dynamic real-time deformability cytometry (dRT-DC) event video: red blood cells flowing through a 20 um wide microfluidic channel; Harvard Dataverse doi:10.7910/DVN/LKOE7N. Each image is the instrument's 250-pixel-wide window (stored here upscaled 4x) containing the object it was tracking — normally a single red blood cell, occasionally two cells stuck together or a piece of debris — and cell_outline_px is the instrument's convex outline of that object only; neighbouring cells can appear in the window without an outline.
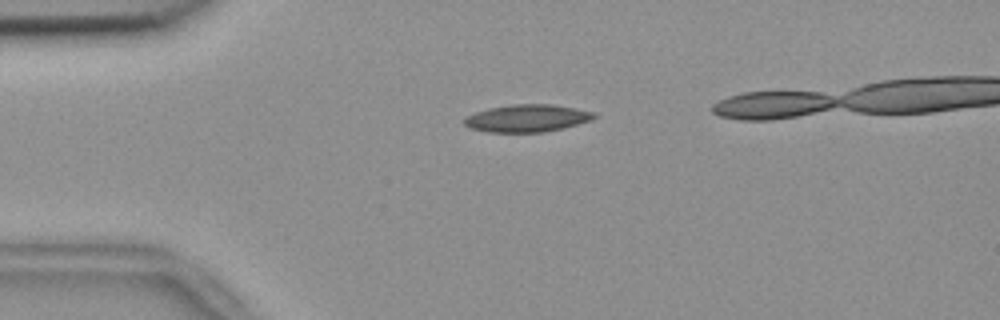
{"species": "common noctule bat (a hibernating species)", "species_latin": "Nyctalus noctula", "temperature_condition": "room temperature", "stored_images_in_passage": 47, "camera_frame_rate_fps": 3000, "um_per_image_px": 0.085, "animal": {"sex": "female", "body_mass_g": 18.4}, "frame": {"image": 1, "passage_image": 12, "time_ms": 3.667, "image_size_px": [1000, 320], "cell_outline_px": [[596, 116], [592, 120], [564, 128], [544, 132], [488, 132], [468, 128], [464, 124], [464, 120], [468, 116], [476, 112], [488, 108], [512, 104], [552, 104], [576, 108], [592, 112]], "centroid_in_image_um": [44.8, 10.05], "position_along_channel_um": 40.2, "area_um2": 20.75}}
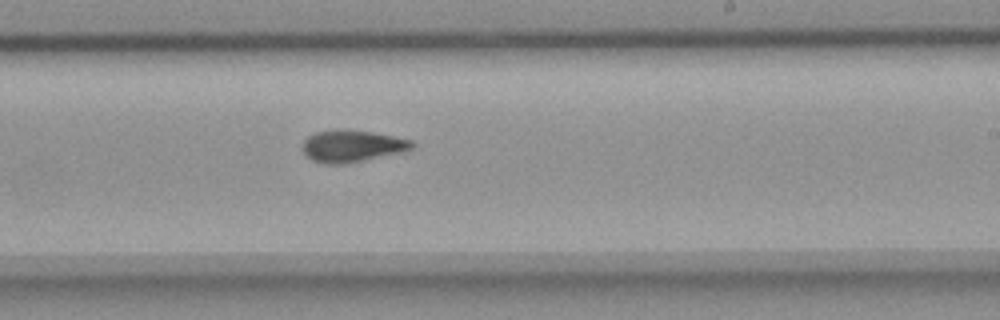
{"frame": {"image": 2, "passage_image": 32, "time_ms": 10.333, "image_size_px": [1000, 320], "cell_outline_px": [[416, 144], [412, 148], [396, 152], [360, 160], [340, 164], [324, 164], [312, 160], [304, 152], [304, 140], [308, 136], [316, 132], [340, 128], [372, 132], [412, 140]], "centroid_in_image_um": [29.88, 12.38], "position_along_channel_um": 259.1, "area_um2": 19.83}}
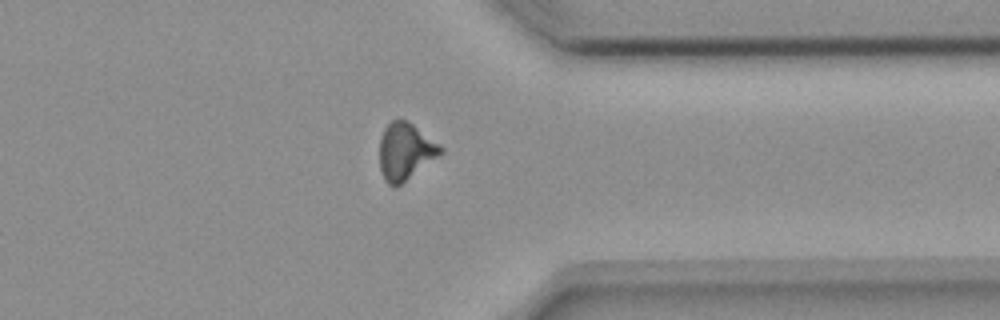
{"frame": {"image": 3, "passage_image": 42, "time_ms": 13.667, "image_size_px": [1000, 320], "cell_outline_px": [[444, 152], [396, 188], [388, 184], [384, 180], [380, 168], [380, 136], [384, 128], [392, 120], [408, 120], [440, 144], [444, 148]], "centroid_in_image_um": [34.46, 12.87], "position_along_channel_um": 376.9, "area_um2": 20.4}}